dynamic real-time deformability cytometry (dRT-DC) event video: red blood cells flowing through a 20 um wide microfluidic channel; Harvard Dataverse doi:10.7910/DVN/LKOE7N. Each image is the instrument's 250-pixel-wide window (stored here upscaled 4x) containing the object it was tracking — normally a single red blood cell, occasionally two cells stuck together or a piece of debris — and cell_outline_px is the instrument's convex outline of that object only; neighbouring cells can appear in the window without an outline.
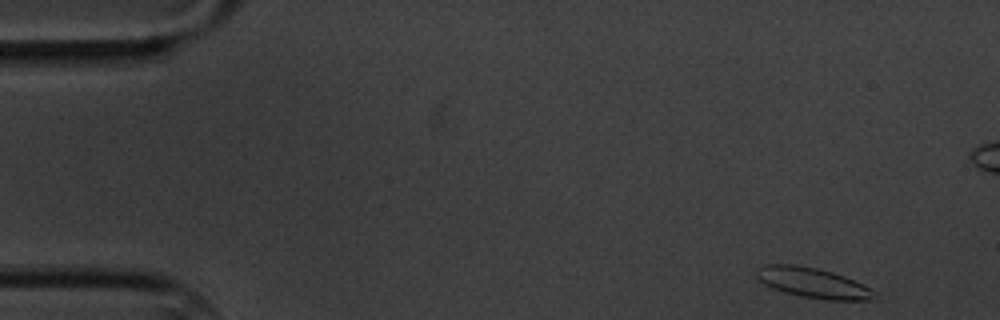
{"species": "common noctule bat (a hibernating species)", "species_latin": "Nyctalus noctula", "temperature_condition": "cold", "stored_images_in_passage": 5, "camera_frame_rate_fps": 3000, "um_per_image_px": 0.085, "animal": {"sex": "male", "body_mass_g": 20.1, "forearm_length_mm": 53.5}, "frame": {"image": 1, "passage_image": 1, "time_ms": 0.0, "image_size_px": [1000, 320], "cell_outline_px": [[880, 300], [828, 300], [800, 296], [784, 292], [772, 288], [764, 284], [756, 276], [756, 268], [764, 264], [792, 264], [816, 268], [832, 272], [844, 276], [872, 288], [876, 292]], "centroid_in_image_um": [69.14, 24.05], "position_along_channel_um": 15.9, "area_um2": 20.98}}